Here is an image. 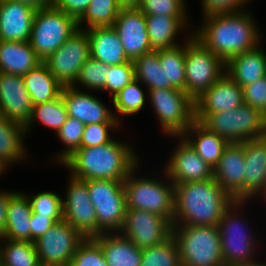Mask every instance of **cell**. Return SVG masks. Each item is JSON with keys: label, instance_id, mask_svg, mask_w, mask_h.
<instances>
[{"label": "cell", "instance_id": "8992f818", "mask_svg": "<svg viewBox=\"0 0 266 266\" xmlns=\"http://www.w3.org/2000/svg\"><path fill=\"white\" fill-rule=\"evenodd\" d=\"M78 30L77 20L52 6L36 10L29 43L44 62Z\"/></svg>", "mask_w": 266, "mask_h": 266}, {"label": "cell", "instance_id": "11a10c76", "mask_svg": "<svg viewBox=\"0 0 266 266\" xmlns=\"http://www.w3.org/2000/svg\"><path fill=\"white\" fill-rule=\"evenodd\" d=\"M244 266H266L265 264H262V263H253V264H249V265H244Z\"/></svg>", "mask_w": 266, "mask_h": 266}, {"label": "cell", "instance_id": "c3c4849f", "mask_svg": "<svg viewBox=\"0 0 266 266\" xmlns=\"http://www.w3.org/2000/svg\"><path fill=\"white\" fill-rule=\"evenodd\" d=\"M204 17L242 12L238 8L249 0H202Z\"/></svg>", "mask_w": 266, "mask_h": 266}, {"label": "cell", "instance_id": "f907efd6", "mask_svg": "<svg viewBox=\"0 0 266 266\" xmlns=\"http://www.w3.org/2000/svg\"><path fill=\"white\" fill-rule=\"evenodd\" d=\"M92 0H54L53 6L78 20Z\"/></svg>", "mask_w": 266, "mask_h": 266}, {"label": "cell", "instance_id": "5bb4252c", "mask_svg": "<svg viewBox=\"0 0 266 266\" xmlns=\"http://www.w3.org/2000/svg\"><path fill=\"white\" fill-rule=\"evenodd\" d=\"M241 203L242 201H235L224 212L218 225L224 266H244L256 263L252 261L254 239L243 231L244 227L242 228L241 222L237 221L234 214L230 212L232 211L230 208L236 209Z\"/></svg>", "mask_w": 266, "mask_h": 266}, {"label": "cell", "instance_id": "9f6ffc18", "mask_svg": "<svg viewBox=\"0 0 266 266\" xmlns=\"http://www.w3.org/2000/svg\"><path fill=\"white\" fill-rule=\"evenodd\" d=\"M261 192L265 194L264 196H265V198H266V182H265V185H264V187L262 188Z\"/></svg>", "mask_w": 266, "mask_h": 266}, {"label": "cell", "instance_id": "b9f144b4", "mask_svg": "<svg viewBox=\"0 0 266 266\" xmlns=\"http://www.w3.org/2000/svg\"><path fill=\"white\" fill-rule=\"evenodd\" d=\"M69 266H108L100 245L85 238L77 247Z\"/></svg>", "mask_w": 266, "mask_h": 266}, {"label": "cell", "instance_id": "1f68e13d", "mask_svg": "<svg viewBox=\"0 0 266 266\" xmlns=\"http://www.w3.org/2000/svg\"><path fill=\"white\" fill-rule=\"evenodd\" d=\"M185 24L186 17L146 16V26L152 50L157 51L177 46L174 38Z\"/></svg>", "mask_w": 266, "mask_h": 266}, {"label": "cell", "instance_id": "7c38bea8", "mask_svg": "<svg viewBox=\"0 0 266 266\" xmlns=\"http://www.w3.org/2000/svg\"><path fill=\"white\" fill-rule=\"evenodd\" d=\"M85 238L64 219L34 241L41 266H69Z\"/></svg>", "mask_w": 266, "mask_h": 266}, {"label": "cell", "instance_id": "681fc988", "mask_svg": "<svg viewBox=\"0 0 266 266\" xmlns=\"http://www.w3.org/2000/svg\"><path fill=\"white\" fill-rule=\"evenodd\" d=\"M63 219V217H47L32 212L30 218L31 242L43 236L55 223Z\"/></svg>", "mask_w": 266, "mask_h": 266}, {"label": "cell", "instance_id": "7dc6e473", "mask_svg": "<svg viewBox=\"0 0 266 266\" xmlns=\"http://www.w3.org/2000/svg\"><path fill=\"white\" fill-rule=\"evenodd\" d=\"M242 88L245 104L258 109L266 116V76Z\"/></svg>", "mask_w": 266, "mask_h": 266}, {"label": "cell", "instance_id": "816d5d0a", "mask_svg": "<svg viewBox=\"0 0 266 266\" xmlns=\"http://www.w3.org/2000/svg\"><path fill=\"white\" fill-rule=\"evenodd\" d=\"M14 194V192H1L0 191V234L4 231L7 222L8 214V203L9 198Z\"/></svg>", "mask_w": 266, "mask_h": 266}, {"label": "cell", "instance_id": "4fadbf2b", "mask_svg": "<svg viewBox=\"0 0 266 266\" xmlns=\"http://www.w3.org/2000/svg\"><path fill=\"white\" fill-rule=\"evenodd\" d=\"M123 236L138 248L159 245L172 235V224L163 216L137 209H126Z\"/></svg>", "mask_w": 266, "mask_h": 266}, {"label": "cell", "instance_id": "ffe728a7", "mask_svg": "<svg viewBox=\"0 0 266 266\" xmlns=\"http://www.w3.org/2000/svg\"><path fill=\"white\" fill-rule=\"evenodd\" d=\"M36 8L13 0H0V40L29 41Z\"/></svg>", "mask_w": 266, "mask_h": 266}, {"label": "cell", "instance_id": "f546056e", "mask_svg": "<svg viewBox=\"0 0 266 266\" xmlns=\"http://www.w3.org/2000/svg\"><path fill=\"white\" fill-rule=\"evenodd\" d=\"M22 77L33 105L56 99L63 89L44 63Z\"/></svg>", "mask_w": 266, "mask_h": 266}, {"label": "cell", "instance_id": "6da1fadb", "mask_svg": "<svg viewBox=\"0 0 266 266\" xmlns=\"http://www.w3.org/2000/svg\"><path fill=\"white\" fill-rule=\"evenodd\" d=\"M174 197L172 225L178 226H218L224 212L235 202L214 178L175 184Z\"/></svg>", "mask_w": 266, "mask_h": 266}, {"label": "cell", "instance_id": "9a60e30c", "mask_svg": "<svg viewBox=\"0 0 266 266\" xmlns=\"http://www.w3.org/2000/svg\"><path fill=\"white\" fill-rule=\"evenodd\" d=\"M65 201L62 200L63 218L84 238L97 236L96 211L84 180L71 177Z\"/></svg>", "mask_w": 266, "mask_h": 266}, {"label": "cell", "instance_id": "836d02e7", "mask_svg": "<svg viewBox=\"0 0 266 266\" xmlns=\"http://www.w3.org/2000/svg\"><path fill=\"white\" fill-rule=\"evenodd\" d=\"M134 77L150 89H166V74L159 61V50L143 54L132 61Z\"/></svg>", "mask_w": 266, "mask_h": 266}, {"label": "cell", "instance_id": "f5cc1de1", "mask_svg": "<svg viewBox=\"0 0 266 266\" xmlns=\"http://www.w3.org/2000/svg\"><path fill=\"white\" fill-rule=\"evenodd\" d=\"M13 1L29 4L35 7L36 9L52 6L54 2V0H13Z\"/></svg>", "mask_w": 266, "mask_h": 266}, {"label": "cell", "instance_id": "db71d44e", "mask_svg": "<svg viewBox=\"0 0 266 266\" xmlns=\"http://www.w3.org/2000/svg\"><path fill=\"white\" fill-rule=\"evenodd\" d=\"M122 7H136L140 0H118Z\"/></svg>", "mask_w": 266, "mask_h": 266}, {"label": "cell", "instance_id": "e575fe53", "mask_svg": "<svg viewBox=\"0 0 266 266\" xmlns=\"http://www.w3.org/2000/svg\"><path fill=\"white\" fill-rule=\"evenodd\" d=\"M5 241L7 244L0 246V266H41L34 242Z\"/></svg>", "mask_w": 266, "mask_h": 266}, {"label": "cell", "instance_id": "60d3db41", "mask_svg": "<svg viewBox=\"0 0 266 266\" xmlns=\"http://www.w3.org/2000/svg\"><path fill=\"white\" fill-rule=\"evenodd\" d=\"M109 65L89 58L81 67L77 80L72 85L77 83L91 89L105 90L106 75Z\"/></svg>", "mask_w": 266, "mask_h": 266}, {"label": "cell", "instance_id": "d590c367", "mask_svg": "<svg viewBox=\"0 0 266 266\" xmlns=\"http://www.w3.org/2000/svg\"><path fill=\"white\" fill-rule=\"evenodd\" d=\"M122 8L118 0H92L77 20V27L81 29L83 21H87V28L113 26Z\"/></svg>", "mask_w": 266, "mask_h": 266}, {"label": "cell", "instance_id": "2e32d148", "mask_svg": "<svg viewBox=\"0 0 266 266\" xmlns=\"http://www.w3.org/2000/svg\"><path fill=\"white\" fill-rule=\"evenodd\" d=\"M130 61L152 50L146 26V16L137 7H123L112 26Z\"/></svg>", "mask_w": 266, "mask_h": 266}, {"label": "cell", "instance_id": "30bf717a", "mask_svg": "<svg viewBox=\"0 0 266 266\" xmlns=\"http://www.w3.org/2000/svg\"><path fill=\"white\" fill-rule=\"evenodd\" d=\"M148 92L164 131L181 137L195 121L194 100L186 92L174 88Z\"/></svg>", "mask_w": 266, "mask_h": 266}, {"label": "cell", "instance_id": "52a82bcc", "mask_svg": "<svg viewBox=\"0 0 266 266\" xmlns=\"http://www.w3.org/2000/svg\"><path fill=\"white\" fill-rule=\"evenodd\" d=\"M85 182L96 211L97 236L121 230L127 209L124 181L89 179Z\"/></svg>", "mask_w": 266, "mask_h": 266}, {"label": "cell", "instance_id": "9c48e42d", "mask_svg": "<svg viewBox=\"0 0 266 266\" xmlns=\"http://www.w3.org/2000/svg\"><path fill=\"white\" fill-rule=\"evenodd\" d=\"M224 74L225 63L196 38L185 46V92L193 100L208 90Z\"/></svg>", "mask_w": 266, "mask_h": 266}, {"label": "cell", "instance_id": "4dcf8cb0", "mask_svg": "<svg viewBox=\"0 0 266 266\" xmlns=\"http://www.w3.org/2000/svg\"><path fill=\"white\" fill-rule=\"evenodd\" d=\"M25 133V126L0 114V167L3 170L11 162H17L22 157L24 158L22 138Z\"/></svg>", "mask_w": 266, "mask_h": 266}, {"label": "cell", "instance_id": "f1b7e54d", "mask_svg": "<svg viewBox=\"0 0 266 266\" xmlns=\"http://www.w3.org/2000/svg\"><path fill=\"white\" fill-rule=\"evenodd\" d=\"M190 131H193V133L195 132L198 137L196 136L195 139L192 138V140L190 136L189 138L188 136L186 137V134H191ZM182 136L193 147L198 155L213 169L220 160L224 149L229 144L226 139L211 132L196 120L188 127Z\"/></svg>", "mask_w": 266, "mask_h": 266}, {"label": "cell", "instance_id": "ab89813d", "mask_svg": "<svg viewBox=\"0 0 266 266\" xmlns=\"http://www.w3.org/2000/svg\"><path fill=\"white\" fill-rule=\"evenodd\" d=\"M84 127L85 124L81 121L68 117L63 126L56 132L62 143L67 146L59 157H57L59 161L63 163L81 147Z\"/></svg>", "mask_w": 266, "mask_h": 266}, {"label": "cell", "instance_id": "f35d334b", "mask_svg": "<svg viewBox=\"0 0 266 266\" xmlns=\"http://www.w3.org/2000/svg\"><path fill=\"white\" fill-rule=\"evenodd\" d=\"M138 83L139 81L134 79L112 98L114 106L120 114L131 115L142 109L145 95Z\"/></svg>", "mask_w": 266, "mask_h": 266}, {"label": "cell", "instance_id": "7a4b0ae2", "mask_svg": "<svg viewBox=\"0 0 266 266\" xmlns=\"http://www.w3.org/2000/svg\"><path fill=\"white\" fill-rule=\"evenodd\" d=\"M244 12L205 17V25L194 33V38L224 63L256 48L258 30L249 13Z\"/></svg>", "mask_w": 266, "mask_h": 266}, {"label": "cell", "instance_id": "277c9868", "mask_svg": "<svg viewBox=\"0 0 266 266\" xmlns=\"http://www.w3.org/2000/svg\"><path fill=\"white\" fill-rule=\"evenodd\" d=\"M195 120L229 143L266 137V116L247 104L211 114H195Z\"/></svg>", "mask_w": 266, "mask_h": 266}, {"label": "cell", "instance_id": "8d00e7d4", "mask_svg": "<svg viewBox=\"0 0 266 266\" xmlns=\"http://www.w3.org/2000/svg\"><path fill=\"white\" fill-rule=\"evenodd\" d=\"M68 117L65 103L60 94L56 99L33 106L31 118L25 126L26 133L28 131L27 128L32 125L35 119H38L43 125L55 129L57 132Z\"/></svg>", "mask_w": 266, "mask_h": 266}, {"label": "cell", "instance_id": "f6af8a7d", "mask_svg": "<svg viewBox=\"0 0 266 266\" xmlns=\"http://www.w3.org/2000/svg\"><path fill=\"white\" fill-rule=\"evenodd\" d=\"M32 212L47 217H63L62 199L50 191L41 192L29 199Z\"/></svg>", "mask_w": 266, "mask_h": 266}, {"label": "cell", "instance_id": "d6a6232c", "mask_svg": "<svg viewBox=\"0 0 266 266\" xmlns=\"http://www.w3.org/2000/svg\"><path fill=\"white\" fill-rule=\"evenodd\" d=\"M185 45L159 50V61L166 74V89L174 88L185 92Z\"/></svg>", "mask_w": 266, "mask_h": 266}, {"label": "cell", "instance_id": "8fae6325", "mask_svg": "<svg viewBox=\"0 0 266 266\" xmlns=\"http://www.w3.org/2000/svg\"><path fill=\"white\" fill-rule=\"evenodd\" d=\"M89 58V36L85 30L78 29L43 63L63 86H72Z\"/></svg>", "mask_w": 266, "mask_h": 266}, {"label": "cell", "instance_id": "83f0119b", "mask_svg": "<svg viewBox=\"0 0 266 266\" xmlns=\"http://www.w3.org/2000/svg\"><path fill=\"white\" fill-rule=\"evenodd\" d=\"M7 222L1 239L31 241V203L28 196L15 192L8 203Z\"/></svg>", "mask_w": 266, "mask_h": 266}, {"label": "cell", "instance_id": "ba28073f", "mask_svg": "<svg viewBox=\"0 0 266 266\" xmlns=\"http://www.w3.org/2000/svg\"><path fill=\"white\" fill-rule=\"evenodd\" d=\"M134 170L124 180L127 209L153 212L171 224L174 218V184H162L154 179L133 178Z\"/></svg>", "mask_w": 266, "mask_h": 266}, {"label": "cell", "instance_id": "d4e9b609", "mask_svg": "<svg viewBox=\"0 0 266 266\" xmlns=\"http://www.w3.org/2000/svg\"><path fill=\"white\" fill-rule=\"evenodd\" d=\"M41 63L29 41L0 40V72L24 76Z\"/></svg>", "mask_w": 266, "mask_h": 266}, {"label": "cell", "instance_id": "ac0fdd59", "mask_svg": "<svg viewBox=\"0 0 266 266\" xmlns=\"http://www.w3.org/2000/svg\"><path fill=\"white\" fill-rule=\"evenodd\" d=\"M33 106L23 77L0 72V114L26 126Z\"/></svg>", "mask_w": 266, "mask_h": 266}, {"label": "cell", "instance_id": "74e56055", "mask_svg": "<svg viewBox=\"0 0 266 266\" xmlns=\"http://www.w3.org/2000/svg\"><path fill=\"white\" fill-rule=\"evenodd\" d=\"M140 266H181L179 247L171 235L163 243L142 249Z\"/></svg>", "mask_w": 266, "mask_h": 266}, {"label": "cell", "instance_id": "3957f363", "mask_svg": "<svg viewBox=\"0 0 266 266\" xmlns=\"http://www.w3.org/2000/svg\"><path fill=\"white\" fill-rule=\"evenodd\" d=\"M136 156L124 143L110 142L93 147H80L63 164L80 180L124 181L137 168Z\"/></svg>", "mask_w": 266, "mask_h": 266}, {"label": "cell", "instance_id": "5b68a950", "mask_svg": "<svg viewBox=\"0 0 266 266\" xmlns=\"http://www.w3.org/2000/svg\"><path fill=\"white\" fill-rule=\"evenodd\" d=\"M172 236L181 266H224L218 226L172 225Z\"/></svg>", "mask_w": 266, "mask_h": 266}, {"label": "cell", "instance_id": "484cf974", "mask_svg": "<svg viewBox=\"0 0 266 266\" xmlns=\"http://www.w3.org/2000/svg\"><path fill=\"white\" fill-rule=\"evenodd\" d=\"M225 70L226 75L244 87L266 76V55L257 46L229 59Z\"/></svg>", "mask_w": 266, "mask_h": 266}, {"label": "cell", "instance_id": "6f0895ef", "mask_svg": "<svg viewBox=\"0 0 266 266\" xmlns=\"http://www.w3.org/2000/svg\"><path fill=\"white\" fill-rule=\"evenodd\" d=\"M4 170L0 167V175H1V173L3 172Z\"/></svg>", "mask_w": 266, "mask_h": 266}, {"label": "cell", "instance_id": "e0dca14e", "mask_svg": "<svg viewBox=\"0 0 266 266\" xmlns=\"http://www.w3.org/2000/svg\"><path fill=\"white\" fill-rule=\"evenodd\" d=\"M213 178L235 201L245 203L244 142L228 144L213 169Z\"/></svg>", "mask_w": 266, "mask_h": 266}, {"label": "cell", "instance_id": "ee69618b", "mask_svg": "<svg viewBox=\"0 0 266 266\" xmlns=\"http://www.w3.org/2000/svg\"><path fill=\"white\" fill-rule=\"evenodd\" d=\"M134 79V65L132 61L121 65L109 66L106 75L105 91H110L114 97Z\"/></svg>", "mask_w": 266, "mask_h": 266}, {"label": "cell", "instance_id": "7bdbcfd3", "mask_svg": "<svg viewBox=\"0 0 266 266\" xmlns=\"http://www.w3.org/2000/svg\"><path fill=\"white\" fill-rule=\"evenodd\" d=\"M184 0H140L137 8L145 15L186 17Z\"/></svg>", "mask_w": 266, "mask_h": 266}, {"label": "cell", "instance_id": "d6986e66", "mask_svg": "<svg viewBox=\"0 0 266 266\" xmlns=\"http://www.w3.org/2000/svg\"><path fill=\"white\" fill-rule=\"evenodd\" d=\"M181 139L182 141L165 168V175L167 174L170 178V182L175 185L212 179L213 168L198 155L182 136Z\"/></svg>", "mask_w": 266, "mask_h": 266}, {"label": "cell", "instance_id": "4316f807", "mask_svg": "<svg viewBox=\"0 0 266 266\" xmlns=\"http://www.w3.org/2000/svg\"><path fill=\"white\" fill-rule=\"evenodd\" d=\"M118 234V235H117ZM103 233L93 237L100 245L108 266H140L142 249L121 234ZM122 235V236H120Z\"/></svg>", "mask_w": 266, "mask_h": 266}, {"label": "cell", "instance_id": "bcb514c9", "mask_svg": "<svg viewBox=\"0 0 266 266\" xmlns=\"http://www.w3.org/2000/svg\"><path fill=\"white\" fill-rule=\"evenodd\" d=\"M119 123L87 124L81 139V147H93L106 144L112 140L109 130L117 128Z\"/></svg>", "mask_w": 266, "mask_h": 266}, {"label": "cell", "instance_id": "44dd1931", "mask_svg": "<svg viewBox=\"0 0 266 266\" xmlns=\"http://www.w3.org/2000/svg\"><path fill=\"white\" fill-rule=\"evenodd\" d=\"M195 103V114H211L237 109L243 105V88L224 74L208 90H205Z\"/></svg>", "mask_w": 266, "mask_h": 266}, {"label": "cell", "instance_id": "cb8c5ba5", "mask_svg": "<svg viewBox=\"0 0 266 266\" xmlns=\"http://www.w3.org/2000/svg\"><path fill=\"white\" fill-rule=\"evenodd\" d=\"M245 201L261 192L266 182V137L244 141Z\"/></svg>", "mask_w": 266, "mask_h": 266}, {"label": "cell", "instance_id": "7402d4cb", "mask_svg": "<svg viewBox=\"0 0 266 266\" xmlns=\"http://www.w3.org/2000/svg\"><path fill=\"white\" fill-rule=\"evenodd\" d=\"M68 116L85 125L94 123H119L105 104L76 87L63 86L61 91Z\"/></svg>", "mask_w": 266, "mask_h": 266}, {"label": "cell", "instance_id": "603a6c76", "mask_svg": "<svg viewBox=\"0 0 266 266\" xmlns=\"http://www.w3.org/2000/svg\"><path fill=\"white\" fill-rule=\"evenodd\" d=\"M90 41V57L109 66L130 61L119 36L112 26L83 29Z\"/></svg>", "mask_w": 266, "mask_h": 266}]
</instances>
